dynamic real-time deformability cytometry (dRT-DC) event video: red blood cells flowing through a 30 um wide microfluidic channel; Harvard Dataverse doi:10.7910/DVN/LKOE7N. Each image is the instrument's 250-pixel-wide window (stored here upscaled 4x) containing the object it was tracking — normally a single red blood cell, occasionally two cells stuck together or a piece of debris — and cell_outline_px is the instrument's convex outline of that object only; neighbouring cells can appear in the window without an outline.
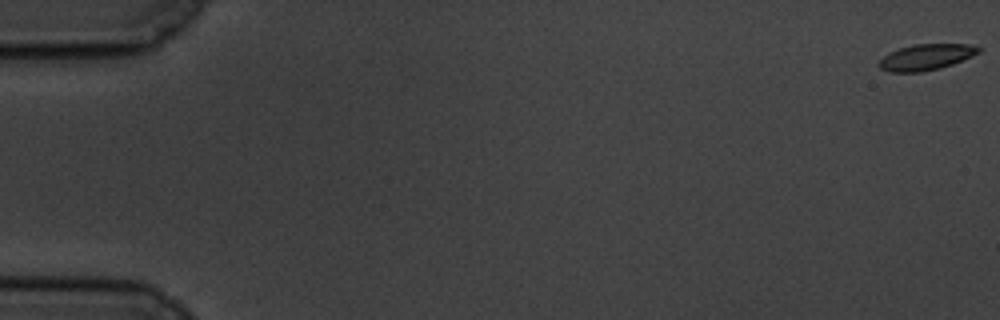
{"species": "common noctule bat (a hibernating species)", "species_latin": "Nyctalus noctula", "temperature_condition": "cold", "stored_images_in_passage": 16, "camera_frame_rate_fps": 3000, "um_per_image_px": 0.085, "animal": {"sex": "male", "body_mass_g": 19.5, "forearm_length_mm": 54.6}, "frame": {"image": 1, "passage_image": 1, "time_ms": 0.0, "image_size_px": [1000, 320], "cell_outline_px": [[980, 52], [972, 56], [952, 64], [940, 68], [920, 72], [888, 72], [880, 68], [876, 64], [888, 52], [900, 48], [916, 44], [968, 44], [980, 48]], "centroid_in_image_um": [78.67, 4.86], "position_along_channel_um": 6.3, "area_um2": 15.03}}
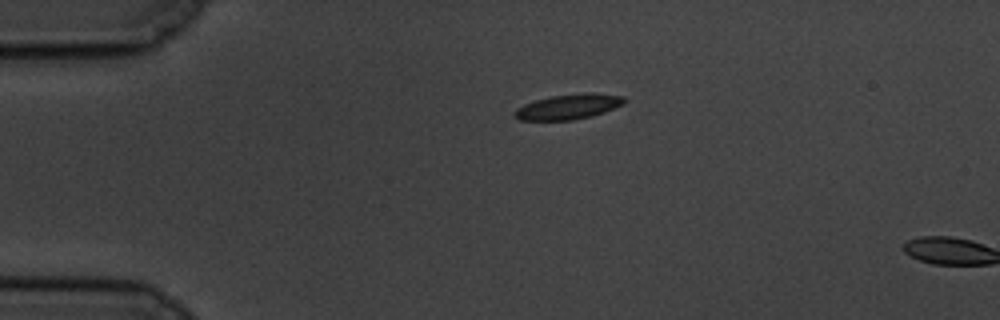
{"frame": {"image": 2, "passage_image": 14, "time_ms": 4.333, "image_size_px": [1000, 320], "cell_outline_px": [[628, 100], [624, 104], [604, 112], [592, 116], [572, 120], [520, 120], [512, 116], [512, 112], [516, 108], [524, 104], [536, 100], [552, 96], [592, 92], [624, 96]], "centroid_in_image_um": [48.32, 9.07], "position_along_channel_um": 36.7, "area_um2": 16.18}}